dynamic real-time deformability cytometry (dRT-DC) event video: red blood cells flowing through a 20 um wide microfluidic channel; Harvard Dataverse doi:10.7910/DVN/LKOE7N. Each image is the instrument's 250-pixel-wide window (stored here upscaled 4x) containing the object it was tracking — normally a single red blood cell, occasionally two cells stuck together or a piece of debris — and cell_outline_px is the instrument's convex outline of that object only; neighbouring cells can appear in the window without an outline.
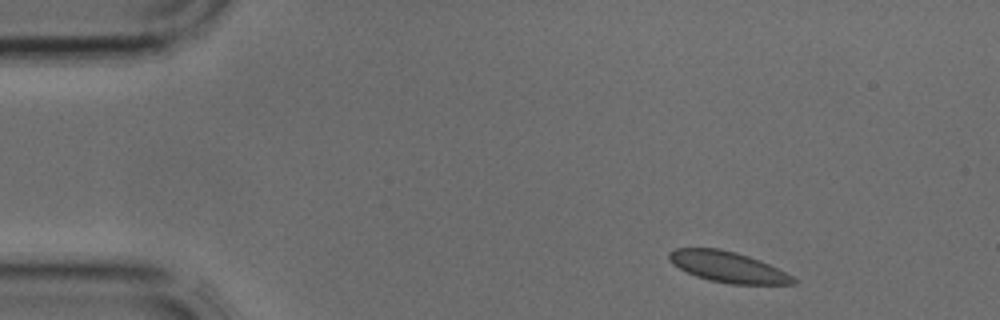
{"species": "common noctule bat (a hibernating species)", "species_latin": "Nyctalus noctula", "temperature_condition": "cold", "stored_images_in_passage": 4, "camera_frame_rate_fps": 3000, "um_per_image_px": 0.085, "animal": {"sex": "male", "body_mass_g": 17.9, "forearm_length_mm": 54.2}, "frame": {"image": 1, "passage_image": 1, "time_ms": 0.0, "image_size_px": [1000, 320], "cell_outline_px": [[796, 284], [732, 284], [708, 280], [696, 276], [672, 264], [668, 256], [668, 252], [676, 248], [720, 248], [736, 252], [760, 260], [792, 276], [796, 280]], "centroid_in_image_um": [61.84, 22.68], "position_along_channel_um": 23.2, "area_um2": 22.08}}
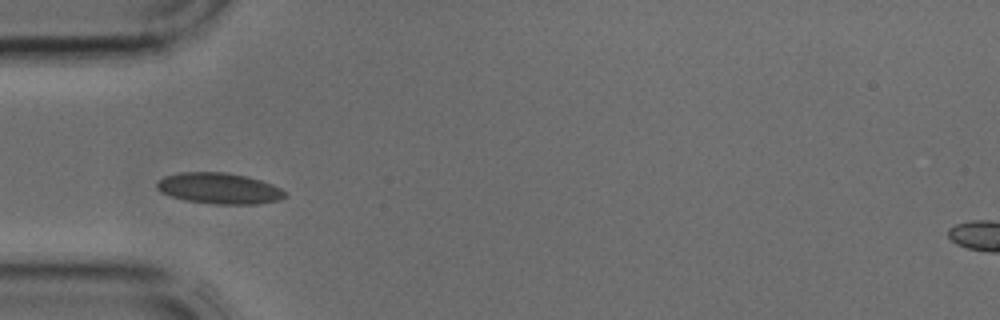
{"frame": {"image": 2, "passage_image": 3, "time_ms": 0.667, "image_size_px": [1000, 320], "cell_outline_px": [[288, 196], [280, 200], [256, 204], [216, 204], [184, 200], [160, 192], [156, 188], [156, 184], [164, 176], [180, 172], [224, 172], [248, 176], [272, 184], [288, 192]], "centroid_in_image_um": [18.66, 16.01], "position_along_channel_um": 66.3, "area_um2": 23.29}}